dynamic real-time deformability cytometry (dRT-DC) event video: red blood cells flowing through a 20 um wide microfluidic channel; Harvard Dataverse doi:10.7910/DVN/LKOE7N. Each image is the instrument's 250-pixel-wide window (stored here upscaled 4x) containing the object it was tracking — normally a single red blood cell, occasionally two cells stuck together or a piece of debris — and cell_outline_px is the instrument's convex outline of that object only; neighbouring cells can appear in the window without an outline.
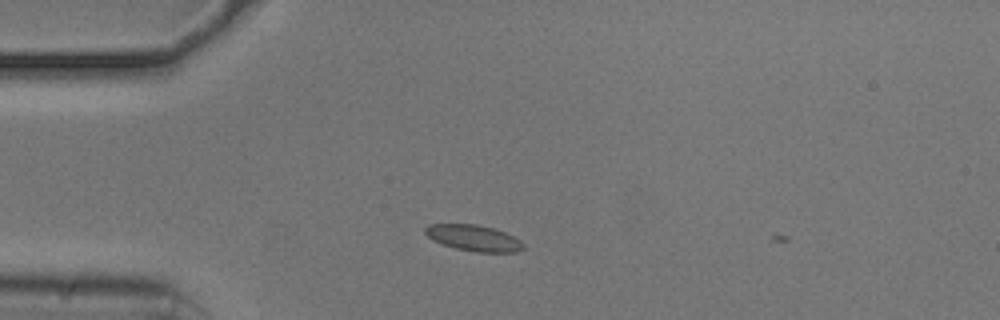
{"species": "common noctule bat (a hibernating species)", "species_latin": "Nyctalus noctula", "temperature_condition": "cold", "stored_images_in_passage": 3, "camera_frame_rate_fps": 3000, "um_per_image_px": 0.085, "animal": {"sex": "male", "body_mass_g": 20.5, "forearm_length_mm": 52.5}, "frame": {"image": 1, "passage_image": 2, "time_ms": 0.333, "image_size_px": [1000, 320], "cell_outline_px": [[524, 248], [516, 252], [476, 252], [456, 248], [432, 240], [424, 232], [424, 228], [428, 224], [476, 224], [496, 228], [520, 240], [524, 244]], "centroid_in_image_um": [40.26, 20.22], "position_along_channel_um": 44.7, "area_um2": 14.91}}